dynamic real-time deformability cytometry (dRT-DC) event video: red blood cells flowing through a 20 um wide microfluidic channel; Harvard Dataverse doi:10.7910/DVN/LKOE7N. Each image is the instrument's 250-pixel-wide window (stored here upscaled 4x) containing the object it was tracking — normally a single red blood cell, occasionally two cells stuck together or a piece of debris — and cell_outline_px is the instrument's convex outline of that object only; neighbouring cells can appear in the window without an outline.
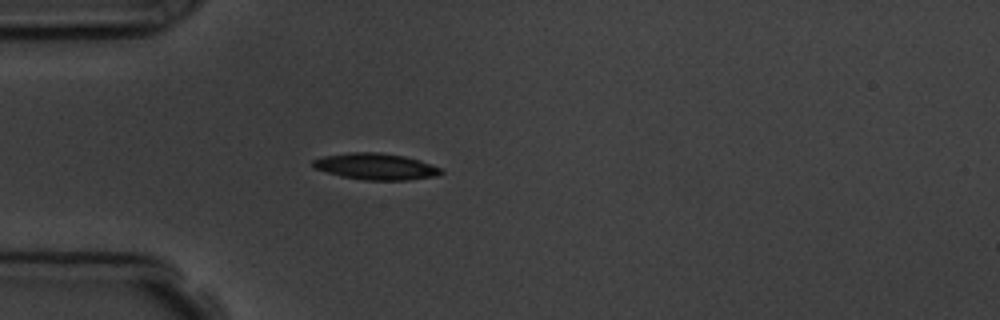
{"species": "common noctule bat (a hibernating species)", "species_latin": "Nyctalus noctula", "temperature_condition": "room temperature", "stored_images_in_passage": 1, "camera_frame_rate_fps": 3000, "um_per_image_px": 0.085, "animal": {"sex": "male", "body_mass_g": 19.5, "forearm_length_mm": 54.6}, "frame": {"image": 1, "passage_image": 1, "time_ms": 0.0, "image_size_px": [1000, 320], "cell_outline_px": [[444, 172], [436, 176], [408, 180], [364, 180], [340, 176], [312, 168], [312, 160], [324, 156], [348, 152], [380, 152], [404, 156], [420, 160], [440, 168]], "centroid_in_image_um": [31.91, 14.15], "position_along_channel_um": 53.1, "area_um2": 19.83}}